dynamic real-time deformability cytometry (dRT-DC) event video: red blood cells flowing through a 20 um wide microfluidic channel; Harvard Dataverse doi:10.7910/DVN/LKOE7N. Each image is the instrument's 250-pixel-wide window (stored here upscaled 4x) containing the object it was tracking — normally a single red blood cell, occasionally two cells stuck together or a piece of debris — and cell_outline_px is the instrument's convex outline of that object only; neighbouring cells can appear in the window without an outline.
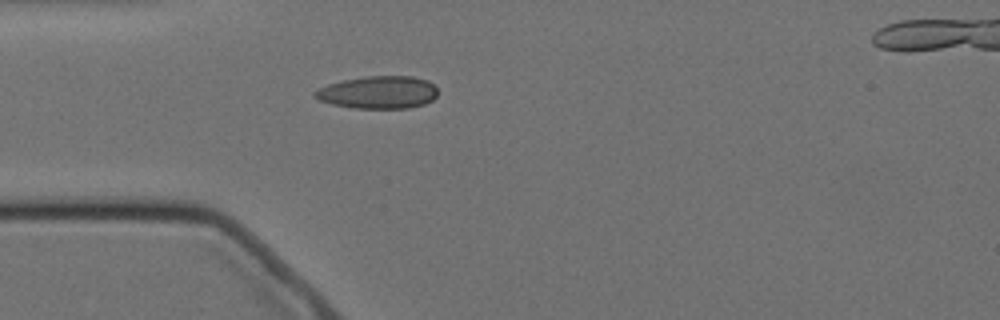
{"species": "Egyptian fruit bat (a non-hibernating species)", "species_latin": "Rousettus aegyptiacus", "temperature_condition": "cold", "stored_images_in_passage": 4, "camera_frame_rate_fps": 3000, "um_per_image_px": 0.085, "animal": {"sex": "female"}, "frame": {"image": 1, "passage_image": 4, "time_ms": 3.667, "image_size_px": [1000, 320], "cell_outline_px": [[436, 96], [432, 100], [424, 104], [408, 108], [352, 108], [332, 104], [320, 100], [312, 96], [312, 92], [328, 84], [344, 80], [364, 76], [412, 76], [428, 80], [436, 88]], "centroid_in_image_um": [32.13, 7.85], "position_along_channel_um": 52.9, "area_um2": 23.35}}